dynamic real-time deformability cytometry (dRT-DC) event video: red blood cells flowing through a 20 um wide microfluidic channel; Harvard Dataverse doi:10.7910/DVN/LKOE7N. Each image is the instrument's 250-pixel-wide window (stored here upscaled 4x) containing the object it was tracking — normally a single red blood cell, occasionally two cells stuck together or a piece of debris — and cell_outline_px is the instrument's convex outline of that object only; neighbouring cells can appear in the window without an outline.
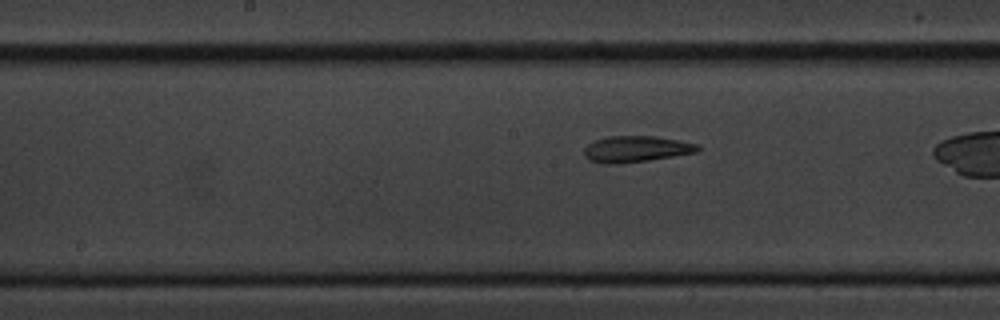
{"species": "common noctule bat (a hibernating species)", "species_latin": "Nyctalus noctula", "temperature_condition": "cold", "stored_images_in_passage": 35, "camera_frame_rate_fps": 3000, "um_per_image_px": 0.085, "animal": {"sex": "male", "body_mass_g": 20.1, "forearm_length_mm": 53.5}, "frame": {"image": 1, "passage_image": 20, "time_ms": 6.333, "image_size_px": [1000, 320], "cell_outline_px": [[700, 148], [696, 152], [648, 160], [620, 164], [604, 164], [588, 160], [584, 156], [584, 148], [592, 140], [608, 136], [656, 136], [680, 140], [696, 144]], "centroid_in_image_um": [53.99, 12.66], "position_along_channel_um": 194.2, "area_um2": 17.46}}